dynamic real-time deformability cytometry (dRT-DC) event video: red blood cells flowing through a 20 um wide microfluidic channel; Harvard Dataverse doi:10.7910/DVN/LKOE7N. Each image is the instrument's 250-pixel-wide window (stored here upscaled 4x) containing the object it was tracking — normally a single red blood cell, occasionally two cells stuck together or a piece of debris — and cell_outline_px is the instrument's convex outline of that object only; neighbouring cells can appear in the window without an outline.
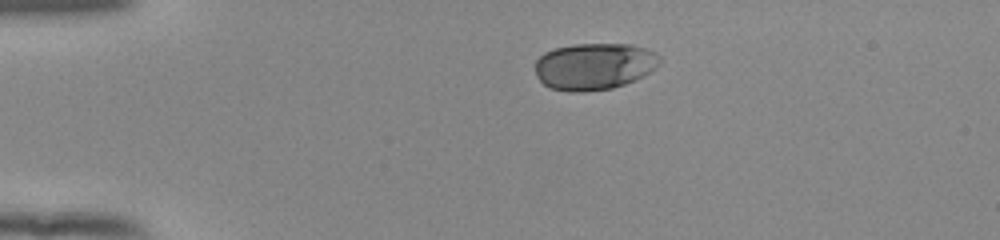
{"species": "human", "species_latin": "Homo sapiens", "temperature_condition": "room temperature", "stored_images_in_passage": 42, "camera_frame_rate_fps": 3000, "um_per_image_px": 0.085, "donor": {"sex": "female"}, "frame": {"image": 1, "passage_image": 1, "time_ms": 0.0, "image_size_px": [1000, 240], "cell_outline_px": [[660, 60], [656, 68], [644, 76], [636, 80], [612, 88], [584, 92], [568, 92], [548, 88], [536, 76], [536, 60], [544, 52], [556, 48], [576, 44], [632, 44], [656, 52], [660, 56]], "centroid_in_image_um": [50.51, 5.64], "position_along_channel_um": 34.5, "area_um2": 34.22}}
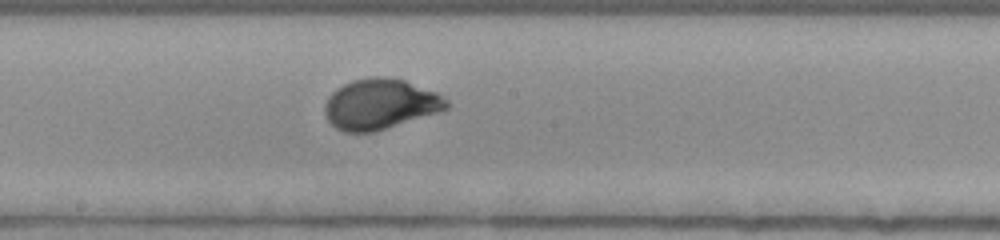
{"frame": {"image": 2, "passage_image": 19, "time_ms": 6.0, "image_size_px": [1000, 240], "cell_outline_px": [[448, 108], [440, 112], [372, 132], [344, 132], [336, 128], [328, 120], [324, 112], [324, 104], [328, 96], [336, 88], [352, 80], [372, 76], [384, 76], [404, 80], [436, 92], [448, 100]], "centroid_in_image_um": [32.3, 8.84], "position_along_channel_um": 215.9, "area_um2": 35.78}}
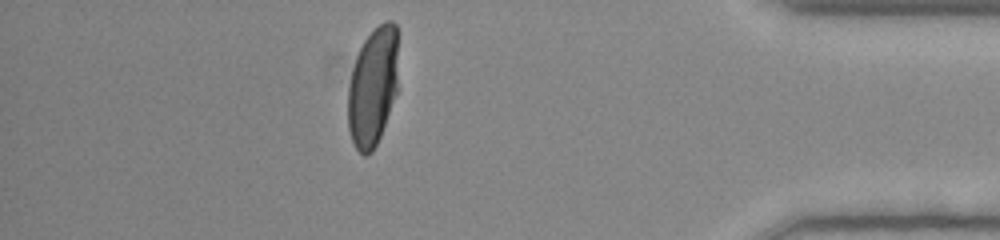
{"frame": {"image": 3, "passage_image": 36, "time_ms": 11.667, "image_size_px": [1000, 240], "cell_outline_px": [[396, 92], [380, 136], [372, 152], [364, 156], [356, 148], [352, 140], [348, 128], [348, 88], [352, 68], [356, 56], [364, 40], [384, 20], [392, 20], [396, 24]], "centroid_in_image_um": [31.66, 7.38], "position_along_channel_um": 403.5, "area_um2": 34.28}, "authors_computed_cell_mechanics": {"area_um2": 35.1424, "velocity_mm_per_s": 3.9405, "shape_relaxation_time_tau1_ms": 2.9648, "shape_relaxation_time_tau2_ms": null, "deformation_change_tau1": 0.1556, "deformation_change_tau2": null}}